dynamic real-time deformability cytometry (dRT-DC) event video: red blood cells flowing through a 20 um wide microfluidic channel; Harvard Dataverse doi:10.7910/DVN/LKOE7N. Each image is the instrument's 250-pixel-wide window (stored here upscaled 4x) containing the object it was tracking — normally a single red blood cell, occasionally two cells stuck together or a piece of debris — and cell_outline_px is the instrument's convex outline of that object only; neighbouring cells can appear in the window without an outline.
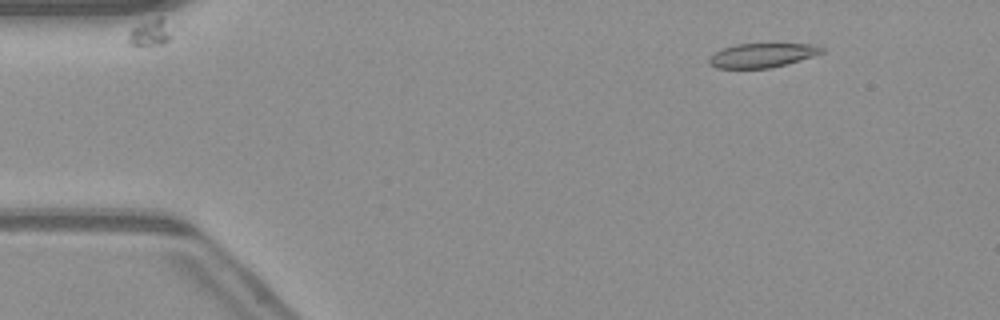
{"species": "common noctule bat (a hibernating species)", "species_latin": "Nyctalus noctula", "temperature_condition": "warm", "stored_images_in_passage": 51, "camera_frame_rate_fps": 3000, "um_per_image_px": 0.085, "animal": {"sex": "male", "body_mass_g": 23.1, "forearm_length_mm": 52.7}, "frame": {"image": 1, "passage_image": 7, "time_ms": 2.0, "image_size_px": [1000, 320], "cell_outline_px": [[824, 52], [812, 56], [772, 68], [716, 68], [708, 64], [708, 60], [716, 52], [724, 48], [736, 44], [820, 44], [824, 48]], "centroid_in_image_um": [64.81, 4.7], "position_along_channel_um": 20.2, "area_um2": 15.78}}
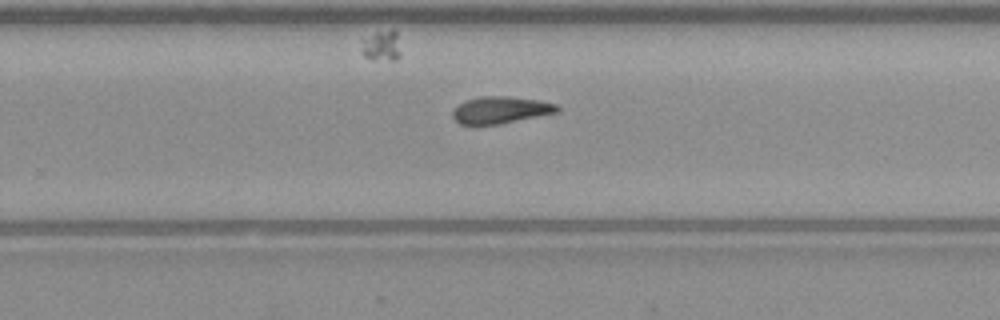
{"frame": {"image": 2, "passage_image": 33, "time_ms": 10.667, "image_size_px": [1000, 320], "cell_outline_px": [[560, 112], [500, 124], [460, 124], [452, 116], [452, 112], [464, 100], [480, 96], [512, 96], [536, 100], [556, 104], [560, 108]], "centroid_in_image_um": [42.58, 9.34], "position_along_channel_um": 287.2, "area_um2": 16.42}}
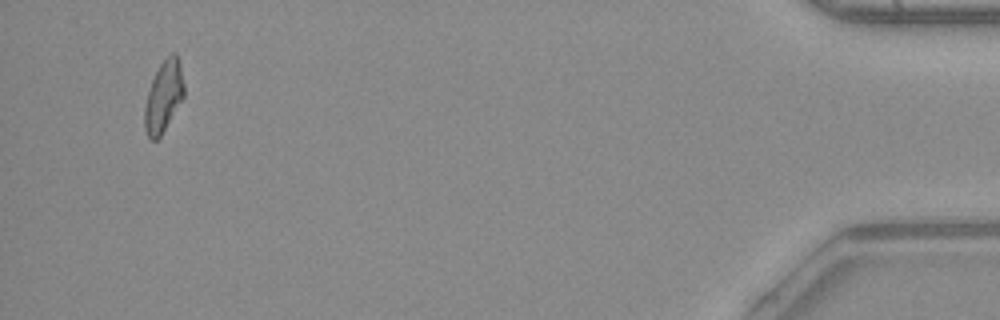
{"frame": {"image": 3, "passage_image": 49, "time_ms": 16.0, "image_size_px": [1000, 320], "cell_outline_px": [[184, 96], [160, 136], [156, 140], [148, 140], [144, 128], [144, 108], [148, 92], [152, 80], [160, 64], [172, 52], [176, 52], [180, 64], [184, 84]], "centroid_in_image_um": [13.89, 8.21], "position_along_channel_um": 421.3, "area_um2": 16.18}, "authors_computed_cell_mechanics": {"area_um2": 16.5886, "velocity_mm_per_s": 4.1138, "shape_relaxation_time_tau1_ms": 10.6307, "shape_relaxation_time_tau2_ms": 3.1018, "deformation_change_tau1": 0.2743, "deformation_change_tau2": 0.127}}